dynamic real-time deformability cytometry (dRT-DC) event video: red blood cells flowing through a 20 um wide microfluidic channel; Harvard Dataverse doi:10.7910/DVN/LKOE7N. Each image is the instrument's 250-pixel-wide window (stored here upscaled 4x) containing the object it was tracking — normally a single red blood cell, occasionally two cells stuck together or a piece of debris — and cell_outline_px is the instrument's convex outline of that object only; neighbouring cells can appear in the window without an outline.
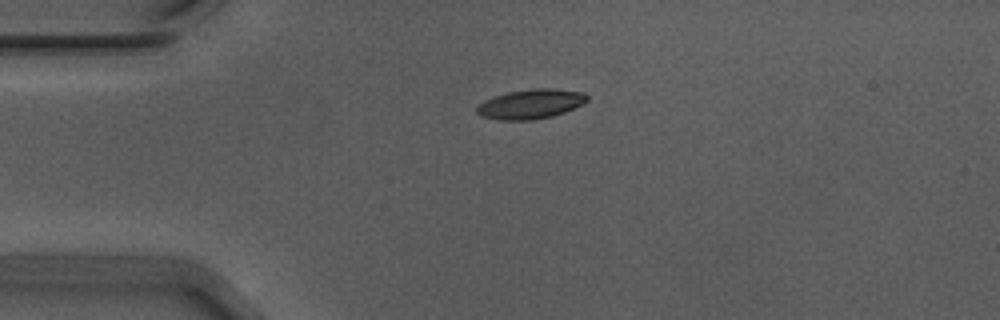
{"species": "Egyptian fruit bat (a non-hibernating species)", "species_latin": "Rousettus aegyptiacus", "temperature_condition": "warm", "stored_images_in_passage": 43, "camera_frame_rate_fps": 3000, "um_per_image_px": 0.085, "animal": {"sex": "male"}, "frame": {"image": 1, "passage_image": 1, "time_ms": 0.0, "image_size_px": [1000, 320], "cell_outline_px": [[588, 100], [584, 104], [564, 112], [552, 116], [532, 120], [500, 120], [480, 116], [476, 112], [476, 108], [484, 100], [508, 92], [532, 88], [548, 88], [584, 92], [588, 96]], "centroid_in_image_um": [45.12, 8.84], "position_along_channel_um": 39.9, "area_um2": 19.02}}
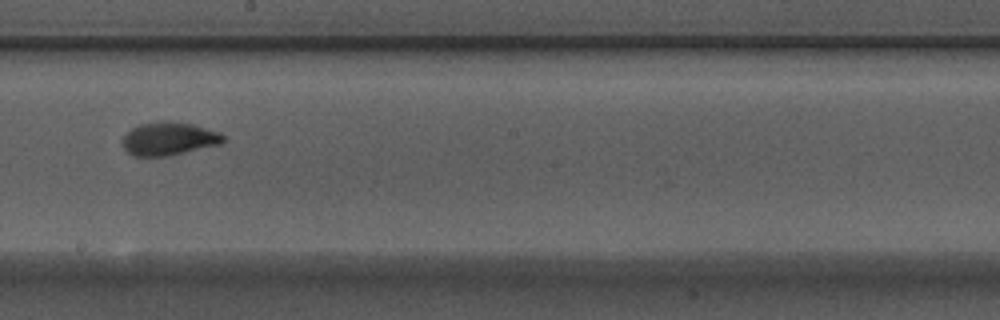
{"frame": {"image": 2, "passage_image": 19, "time_ms": 6.0, "image_size_px": [1000, 320], "cell_outline_px": [[224, 140], [220, 144], [184, 152], [164, 156], [132, 156], [124, 148], [124, 136], [132, 128], [140, 124], [168, 120], [192, 124], [220, 132], [224, 136]], "centroid_in_image_um": [14.36, 11.78], "position_along_channel_um": 233.8, "area_um2": 19.19}}
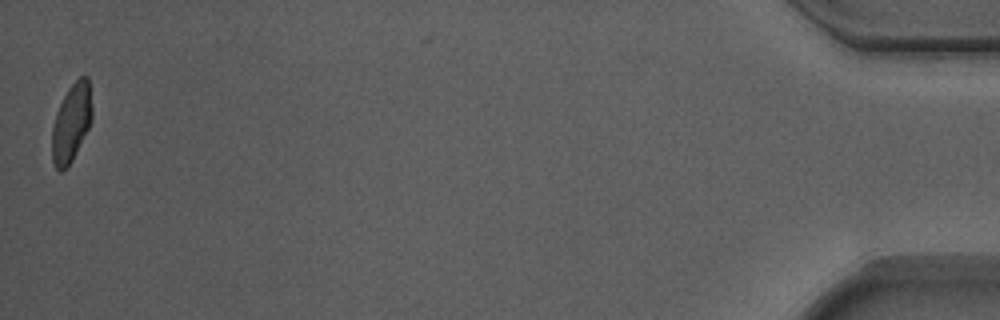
{"frame": {"image": 3, "passage_image": 43, "time_ms": 14.0, "image_size_px": [1000, 320], "cell_outline_px": [[92, 120], [72, 160], [60, 172], [56, 168], [52, 160], [52, 128], [56, 112], [68, 88], [80, 76], [88, 76], [92, 108]], "centroid_in_image_um": [6.07, 10.41], "position_along_channel_um": 429.1, "area_um2": 17.98}, "authors_computed_cell_mechanics": {"area_um2": 18.9584, "velocity_mm_per_s": 3.6972, "shape_relaxation_time_tau1_ms": 3.2121, "shape_relaxation_time_tau2_ms": 1.3458, "deformation_change_tau1": 0.1676, "deformation_change_tau2": 0.0698}}